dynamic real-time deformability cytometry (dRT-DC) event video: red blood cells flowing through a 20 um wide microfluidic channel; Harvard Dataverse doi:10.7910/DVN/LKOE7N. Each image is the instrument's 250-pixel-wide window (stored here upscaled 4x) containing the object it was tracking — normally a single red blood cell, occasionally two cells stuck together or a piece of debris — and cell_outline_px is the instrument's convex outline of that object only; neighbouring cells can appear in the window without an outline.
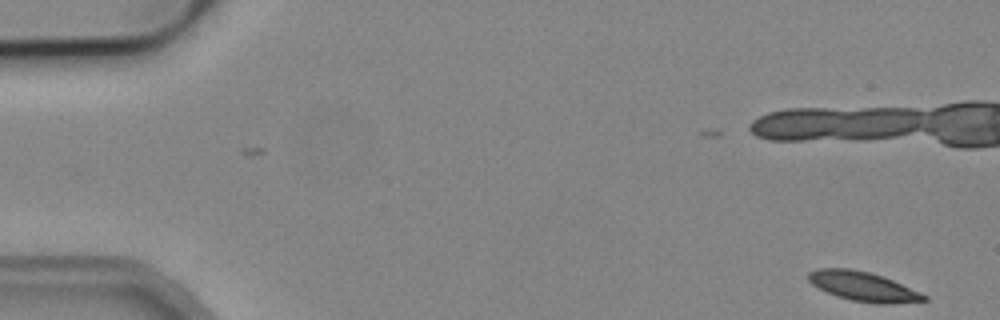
{"species": "common noctule bat (a hibernating species)", "species_latin": "Nyctalus noctula", "temperature_condition": "cold", "stored_images_in_passage": 2, "camera_frame_rate_fps": 3000, "um_per_image_px": 0.085, "animal": {"sex": "male", "body_mass_g": 19.2, "forearm_length_mm": 51.8}, "frame": {"image": 1, "passage_image": 2, "time_ms": 0.333, "image_size_px": [1000, 320], "cell_outline_px": [[928, 300], [892, 304], [876, 304], [852, 300], [836, 296], [812, 284], [808, 280], [808, 272], [816, 268], [852, 268], [868, 272], [892, 280], [920, 292], [928, 296]], "centroid_in_image_um": [73.36, 24.35], "position_along_channel_um": 11.6, "area_um2": 19.71}}